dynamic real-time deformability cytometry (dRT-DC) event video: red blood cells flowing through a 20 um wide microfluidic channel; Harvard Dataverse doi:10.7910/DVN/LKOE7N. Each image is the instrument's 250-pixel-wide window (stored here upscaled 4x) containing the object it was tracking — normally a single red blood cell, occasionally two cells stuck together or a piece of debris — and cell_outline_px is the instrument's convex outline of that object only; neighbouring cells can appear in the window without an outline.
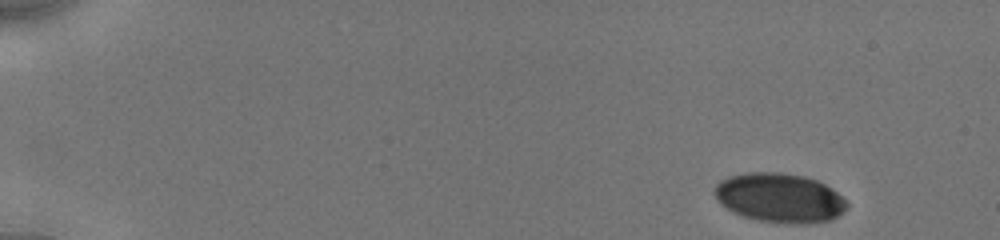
{"species": "human", "species_latin": "Homo sapiens", "temperature_condition": "cold", "stored_images_in_passage": 15, "camera_frame_rate_fps": 3000, "um_per_image_px": 0.085, "donor": {"sex": "male"}, "frame": {"image": 1, "passage_image": 1, "time_ms": 0.0, "image_size_px": [1000, 240], "cell_outline_px": [[848, 208], [832, 220], [808, 224], [784, 224], [760, 220], [744, 216], [732, 212], [720, 204], [716, 200], [712, 192], [716, 184], [720, 180], [728, 176], [748, 172], [780, 172], [804, 176], [816, 180], [832, 188], [848, 204]], "centroid_in_image_um": [66.24, 16.82], "position_along_channel_um": 18.8, "area_um2": 38.44}}
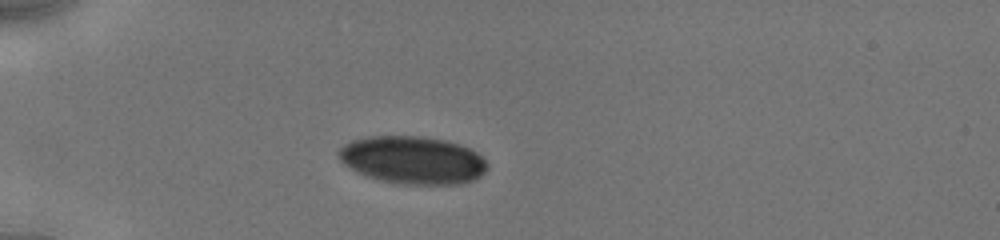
{"frame": {"image": 2, "passage_image": 12, "time_ms": 3.667, "image_size_px": [1000, 240], "cell_outline_px": [[488, 168], [480, 176], [472, 180], [460, 184], [404, 184], [380, 180], [368, 176], [344, 164], [340, 160], [336, 152], [344, 144], [352, 140], [368, 136], [424, 136], [444, 140], [460, 144], [476, 152], [488, 164]], "centroid_in_image_um": [35.08, 13.59], "position_along_channel_um": 49.9, "area_um2": 41.21}}